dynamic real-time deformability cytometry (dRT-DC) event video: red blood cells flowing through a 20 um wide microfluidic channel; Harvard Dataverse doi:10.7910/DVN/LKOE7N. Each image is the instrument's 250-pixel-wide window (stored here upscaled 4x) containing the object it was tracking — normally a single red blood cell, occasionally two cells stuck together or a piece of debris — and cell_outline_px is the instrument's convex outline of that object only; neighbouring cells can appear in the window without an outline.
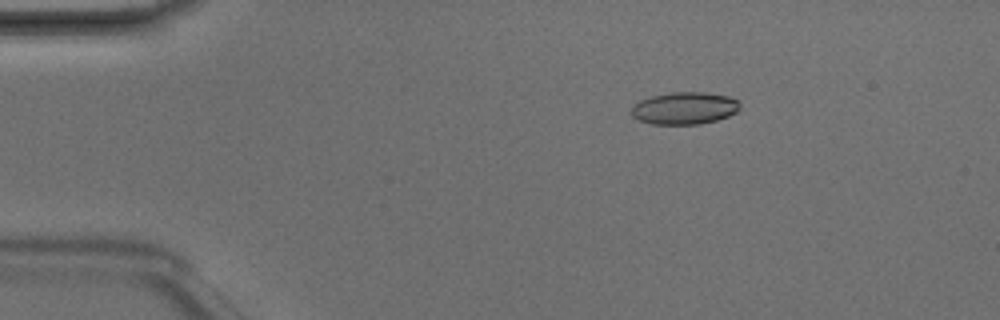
{"species": "Egyptian fruit bat (a non-hibernating species)", "species_latin": "Rousettus aegyptiacus", "temperature_condition": "room temperature", "stored_images_in_passage": 5, "camera_frame_rate_fps": 3000, "um_per_image_px": 0.085, "animal": {"sex": "male"}, "frame": {"image": 1, "passage_image": 3, "time_ms": 0.667, "image_size_px": [1000, 320], "cell_outline_px": [[740, 108], [736, 112], [728, 116], [716, 120], [700, 124], [652, 124], [640, 120], [632, 116], [632, 108], [640, 100], [652, 96], [672, 92], [704, 92], [728, 96], [740, 100]], "centroid_in_image_um": [58.22, 9.19], "position_along_channel_um": 26.8, "area_um2": 20.35}}